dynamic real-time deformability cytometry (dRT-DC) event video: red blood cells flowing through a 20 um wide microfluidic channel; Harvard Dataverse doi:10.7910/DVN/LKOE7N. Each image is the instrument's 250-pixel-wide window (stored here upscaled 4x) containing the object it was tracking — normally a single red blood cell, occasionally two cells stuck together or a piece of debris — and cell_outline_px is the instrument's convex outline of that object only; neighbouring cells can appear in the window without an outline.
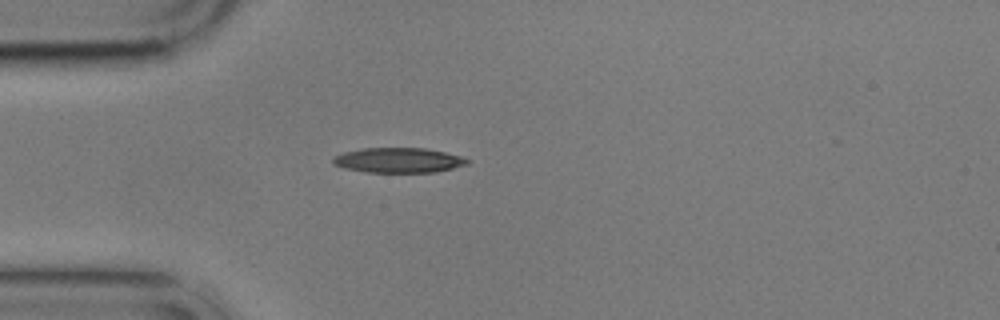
{"species": "common noctule bat (a hibernating species)", "species_latin": "Nyctalus noctula", "temperature_condition": "cold", "stored_images_in_passage": 1, "camera_frame_rate_fps": 3000, "um_per_image_px": 0.085, "animal": {"sex": "male", "body_mass_g": 17.9}, "frame": {"image": 1, "passage_image": 1, "time_ms": 0.0, "image_size_px": [1000, 320], "cell_outline_px": [[468, 164], [436, 172], [368, 172], [344, 168], [332, 164], [332, 156], [344, 152], [364, 148], [424, 148], [444, 152], [460, 156], [468, 160]], "centroid_in_image_um": [33.82, 13.62], "position_along_channel_um": 51.2, "area_um2": 19.42}}